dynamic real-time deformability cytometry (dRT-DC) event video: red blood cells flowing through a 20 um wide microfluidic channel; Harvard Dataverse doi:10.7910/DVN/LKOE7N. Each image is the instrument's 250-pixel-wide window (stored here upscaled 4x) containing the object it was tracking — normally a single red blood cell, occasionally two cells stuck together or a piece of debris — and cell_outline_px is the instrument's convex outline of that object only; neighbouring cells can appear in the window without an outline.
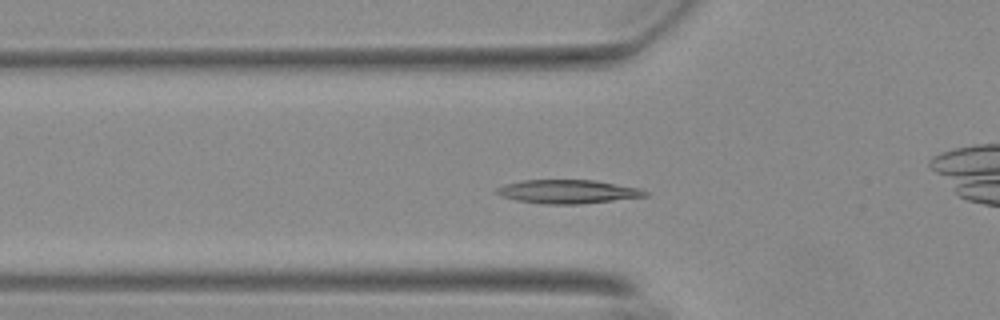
{"species": "Egyptian fruit bat (a non-hibernating species)", "species_latin": "Rousettus aegyptiacus", "temperature_condition": "warm", "stored_images_in_passage": 46, "camera_frame_rate_fps": 3000, "um_per_image_px": 0.085, "animal": {"sex": "female"}, "frame": {"image": 1, "passage_image": 8, "time_ms": 2.333, "image_size_px": [1000, 320], "cell_outline_px": [[648, 196], [580, 204], [540, 204], [516, 200], [500, 196], [496, 192], [496, 188], [504, 184], [520, 180], [592, 180], [640, 188], [648, 192]], "centroid_in_image_um": [48.22, 16.29], "position_along_channel_um": 77.6, "area_um2": 20.52}}
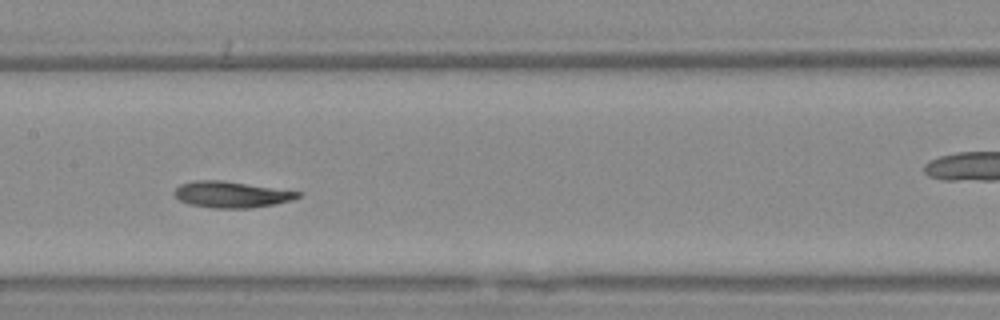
{"frame": {"image": 2, "passage_image": 17, "time_ms": 5.333, "image_size_px": [1000, 320], "cell_outline_px": [[304, 192], [300, 196], [292, 200], [276, 204], [252, 208], [212, 208], [188, 204], [180, 200], [176, 196], [176, 188], [180, 184], [192, 180], [220, 180]], "centroid_in_image_um": [19.7, 16.53], "position_along_channel_um": 187.7, "area_um2": 18.9}}
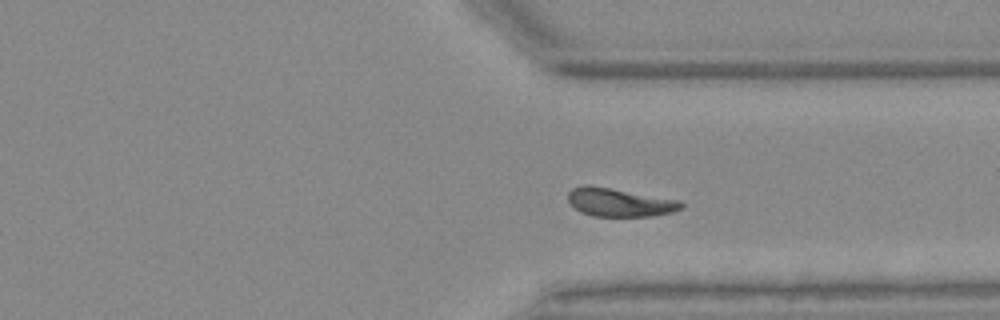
{"frame": {"image": 3, "passage_image": 31, "time_ms": 10.0, "image_size_px": [1000, 320], "cell_outline_px": [[684, 208], [676, 212], [648, 216], [592, 216], [580, 212], [568, 200], [568, 192], [572, 188], [584, 184], [588, 184], [680, 200], [684, 204]], "centroid_in_image_um": [52.68, 17.19], "position_along_channel_um": 358.7, "area_um2": 18.84}, "authors_computed_cell_mechanics": {"area_um2": 18.8428, "velocity_mm_per_s": 3.6621, "shape_relaxation_time_tau1_ms": 4.9327, "shape_relaxation_time_tau2_ms": null, "deformation_change_tau1": 0.1371, "deformation_change_tau2": null}}